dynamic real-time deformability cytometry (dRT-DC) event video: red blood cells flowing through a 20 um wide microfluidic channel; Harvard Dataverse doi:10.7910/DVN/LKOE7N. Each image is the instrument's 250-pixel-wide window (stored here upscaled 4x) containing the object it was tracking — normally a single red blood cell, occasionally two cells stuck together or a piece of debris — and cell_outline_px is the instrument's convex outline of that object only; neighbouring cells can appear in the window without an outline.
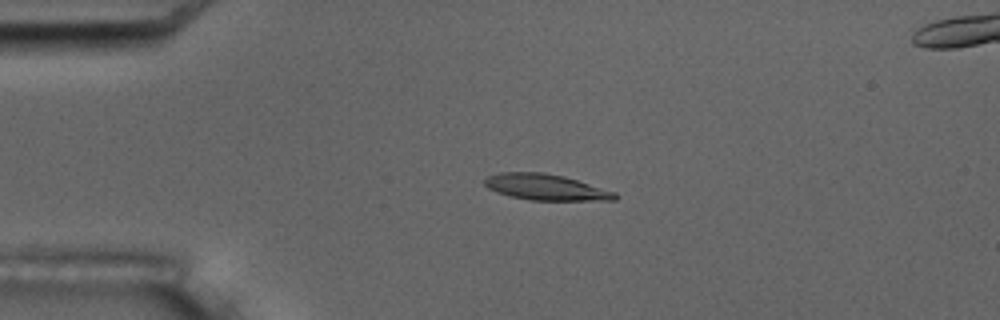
{"species": "common noctule bat (a hibernating species)", "species_latin": "Nyctalus noctula", "temperature_condition": "room temperature", "stored_images_in_passage": 6, "camera_frame_rate_fps": 3000, "um_per_image_px": 0.085, "animal": {"sex": "male", "body_mass_g": 17.5, "forearm_length_mm": 52.3}, "frame": {"image": 1, "passage_image": 4, "time_ms": 3.667, "image_size_px": [1000, 320], "cell_outline_px": [[620, 196], [616, 200], [532, 200], [508, 196], [496, 192], [488, 188], [484, 184], [484, 180], [488, 176], [500, 172], [544, 172], [564, 176], [616, 192]], "centroid_in_image_um": [46.39, 15.91], "position_along_channel_um": 38.6, "area_um2": 19.83}}